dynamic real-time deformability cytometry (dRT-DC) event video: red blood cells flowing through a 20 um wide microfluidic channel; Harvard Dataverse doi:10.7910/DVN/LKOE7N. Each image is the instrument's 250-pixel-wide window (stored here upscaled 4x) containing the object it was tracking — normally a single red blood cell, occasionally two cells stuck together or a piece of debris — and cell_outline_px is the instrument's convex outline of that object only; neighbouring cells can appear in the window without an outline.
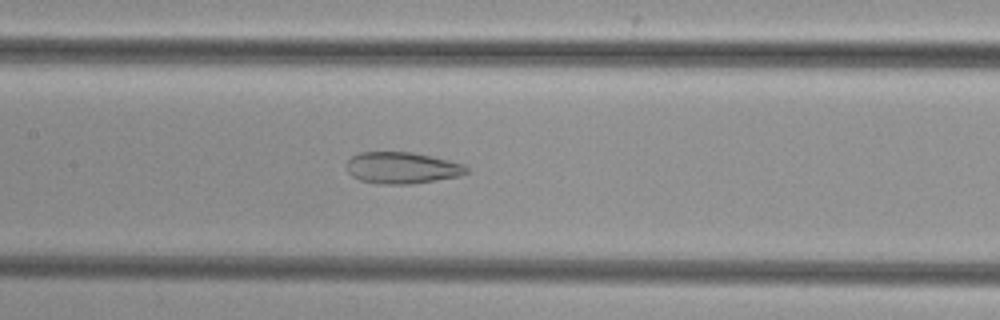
{"species": "common noctule bat (a hibernating species)", "species_latin": "Nyctalus noctula", "temperature_condition": "cold", "stored_images_in_passage": 49, "camera_frame_rate_fps": 3000, "um_per_image_px": 0.085, "animal": {"sex": "female", "body_mass_g": 29.2, "forearm_length_mm": 56.3}, "frame": {"image": 1, "passage_image": 22, "time_ms": 7.0, "image_size_px": [1000, 320], "cell_outline_px": [[468, 172], [460, 176], [412, 184], [380, 184], [360, 180], [352, 176], [348, 172], [348, 160], [352, 156], [360, 152], [412, 152], [432, 156], [464, 164], [468, 168]], "centroid_in_image_um": [34.19, 14.27], "position_along_channel_um": 173.2, "area_um2": 22.02}}
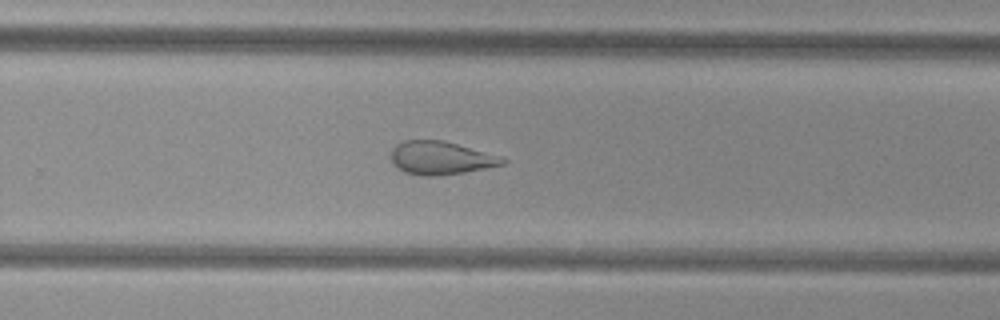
{"frame": {"image": 2, "passage_image": 31, "time_ms": 10.0, "image_size_px": [1000, 320], "cell_outline_px": [[508, 160], [504, 164], [464, 172], [436, 176], [424, 176], [404, 172], [392, 164], [392, 148], [396, 144], [404, 140], [444, 140]], "centroid_in_image_um": [37.38, 13.43], "position_along_channel_um": 292.4, "area_um2": 21.15}}
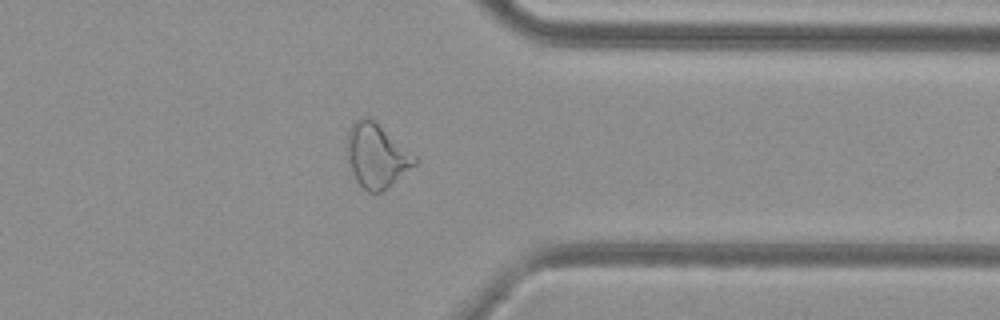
{"frame": {"image": 3, "passage_image": 38, "time_ms": 12.333, "image_size_px": [1000, 320], "cell_outline_px": [[420, 160], [416, 164], [388, 188], [380, 192], [368, 192], [356, 180], [348, 160], [348, 132], [352, 124], [360, 116], [368, 116], [416, 156]], "centroid_in_image_um": [32.03, 13.24], "position_along_channel_um": 379.4, "area_um2": 24.8}}